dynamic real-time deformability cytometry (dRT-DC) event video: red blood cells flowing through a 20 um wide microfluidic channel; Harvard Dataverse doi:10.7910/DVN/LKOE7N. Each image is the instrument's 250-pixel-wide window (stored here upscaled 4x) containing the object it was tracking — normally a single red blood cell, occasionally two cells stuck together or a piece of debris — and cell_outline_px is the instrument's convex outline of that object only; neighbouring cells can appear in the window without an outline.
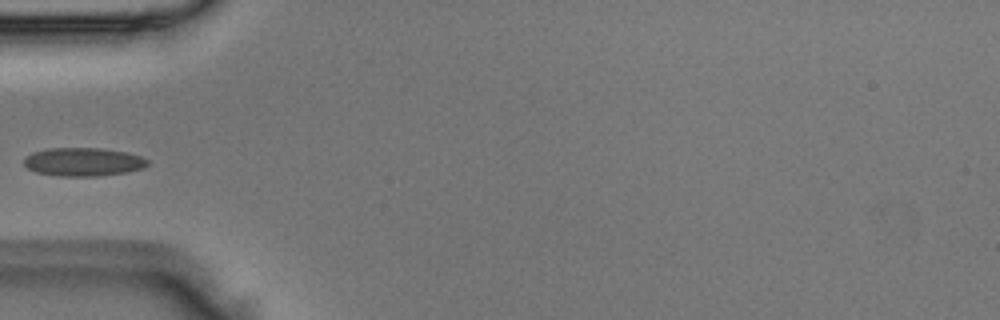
{"species": "Egyptian fruit bat (a non-hibernating species)", "species_latin": "Rousettus aegyptiacus", "temperature_condition": "room temperature", "stored_images_in_passage": 4, "camera_frame_rate_fps": 3000, "um_per_image_px": 0.085, "animal": {"sex": "male"}, "frame": {"image": 1, "passage_image": 4, "time_ms": 1.0, "image_size_px": [1000, 320], "cell_outline_px": [[148, 164], [144, 168], [128, 172], [96, 176], [60, 176], [36, 172], [28, 168], [24, 164], [24, 156], [32, 152], [48, 148], [100, 148], [124, 152], [140, 156], [148, 160]], "centroid_in_image_um": [7.05, 13.76], "position_along_channel_um": 77.9, "area_um2": 20.46}}